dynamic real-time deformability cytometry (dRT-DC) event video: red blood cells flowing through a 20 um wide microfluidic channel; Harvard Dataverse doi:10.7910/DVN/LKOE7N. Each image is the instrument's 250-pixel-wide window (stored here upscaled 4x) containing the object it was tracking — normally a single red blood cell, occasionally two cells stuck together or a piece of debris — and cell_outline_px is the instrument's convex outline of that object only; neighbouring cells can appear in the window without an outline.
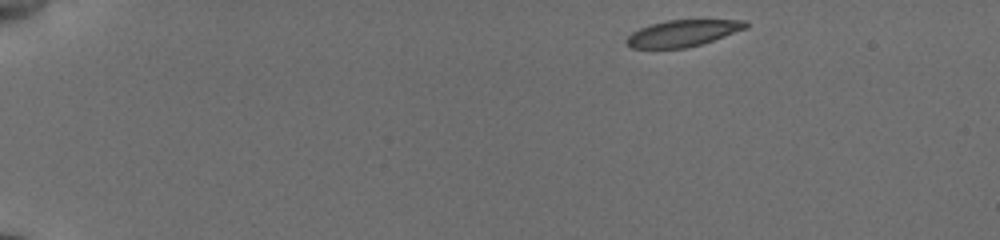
{"species": "common noctule bat (a hibernating species)", "species_latin": "Nyctalus noctula", "temperature_condition": "cold", "stored_images_in_passage": 47, "camera_frame_rate_fps": 3000, "um_per_image_px": 0.085, "animal": {"sex": "female", "body_mass_g": 19.5, "forearm_length_mm": 54.1}, "frame": {"image": 1, "passage_image": 1, "time_ms": 0.0, "image_size_px": [1000, 240], "cell_outline_px": [[748, 28], [700, 44], [684, 48], [632, 48], [624, 44], [624, 40], [632, 32], [640, 28], [652, 24], [668, 20], [748, 20]], "centroid_in_image_um": [58.01, 2.82], "position_along_channel_um": 27.0, "area_um2": 18.32}}
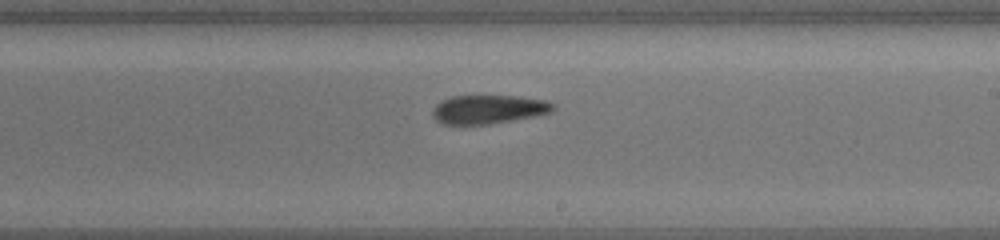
{"frame": {"image": 2, "passage_image": 27, "time_ms": 8.667, "image_size_px": [1000, 240], "cell_outline_px": [[556, 108], [552, 112], [536, 116], [488, 124], [444, 124], [436, 120], [432, 116], [432, 108], [440, 100], [452, 96], [516, 96], [544, 100], [556, 104]], "centroid_in_image_um": [41.52, 9.29], "position_along_channel_um": 247.5, "area_um2": 20.29}}
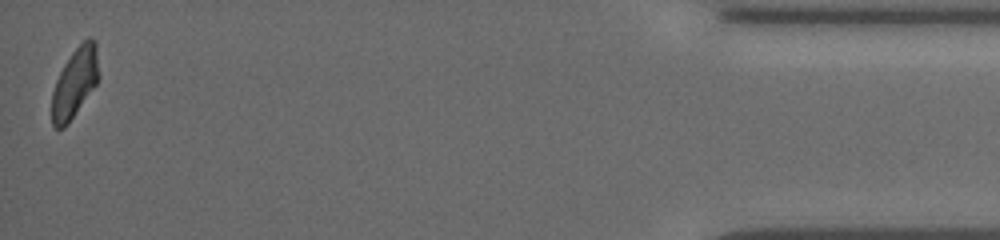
{"frame": {"image": 3, "passage_image": 47, "time_ms": 15.333, "image_size_px": [1000, 240], "cell_outline_px": [[96, 84], [68, 124], [64, 128], [56, 128], [52, 124], [52, 92], [56, 80], [64, 64], [72, 52], [88, 36], [92, 36], [96, 40]], "centroid_in_image_um": [6.32, 7.04], "position_along_channel_um": 428.9, "area_um2": 18.5}, "authors_computed_cell_mechanics": {"area_um2": 20.2878, "velocity_mm_per_s": 3.8005, "shape_relaxation_time_tau1_ms": null, "shape_relaxation_time_tau2_ms": 7.8481, "deformation_change_tau1": null, "deformation_change_tau2": 0.1659}}